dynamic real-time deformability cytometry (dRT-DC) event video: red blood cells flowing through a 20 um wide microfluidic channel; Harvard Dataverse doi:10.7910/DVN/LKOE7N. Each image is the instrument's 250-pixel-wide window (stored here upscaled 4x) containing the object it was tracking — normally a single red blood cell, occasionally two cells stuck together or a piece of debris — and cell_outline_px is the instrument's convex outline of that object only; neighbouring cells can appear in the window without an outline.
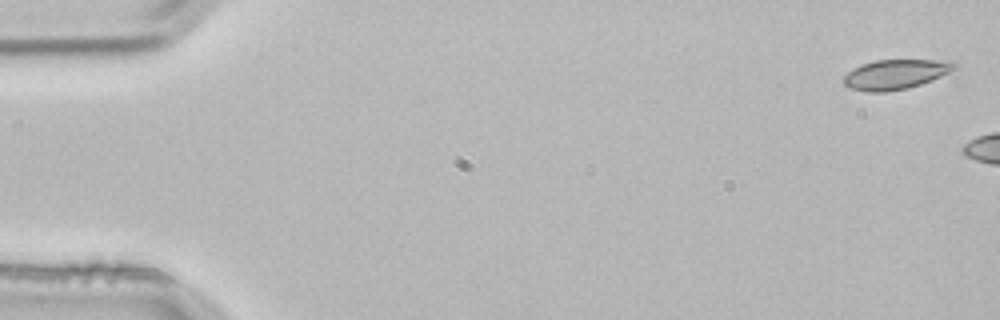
{"species": "common noctule bat (a hibernating species)", "species_latin": "Nyctalus noctula", "temperature_condition": "room temperature", "stored_images_in_passage": 3, "camera_frame_rate_fps": 3000, "um_per_image_px": 0.085, "animal": {"sex": "male", "body_mass_g": 21.5, "forearm_length_mm": 52.0}, "frame": {"image": 1, "passage_image": 1, "time_ms": 0.0, "image_size_px": [1000, 320], "cell_outline_px": [[956, 68], [932, 80], [908, 88], [884, 92], [868, 92], [852, 88], [844, 84], [844, 76], [848, 72], [860, 64], [876, 60], [948, 60], [956, 64]], "centroid_in_image_um": [76.11, 6.31], "position_along_channel_um": 8.9, "area_um2": 19.02}}